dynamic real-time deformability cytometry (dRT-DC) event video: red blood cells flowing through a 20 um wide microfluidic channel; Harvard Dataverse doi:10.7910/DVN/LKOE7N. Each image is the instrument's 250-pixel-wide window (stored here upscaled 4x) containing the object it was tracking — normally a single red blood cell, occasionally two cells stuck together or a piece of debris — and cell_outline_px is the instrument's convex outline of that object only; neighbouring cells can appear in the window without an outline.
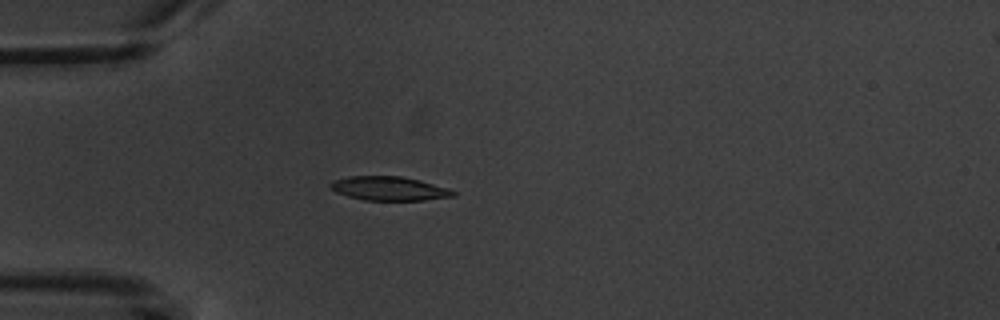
{"species": "common noctule bat (a hibernating species)", "species_latin": "Nyctalus noctula", "temperature_condition": "warm", "stored_images_in_passage": 4, "camera_frame_rate_fps": 3000, "um_per_image_px": 0.085, "animal": {"sex": "male", "body_mass_g": 20.1, "forearm_length_mm": 53.5}, "frame": {"image": 1, "passage_image": 4, "time_ms": 3.667, "image_size_px": [1000, 320], "cell_outline_px": [[456, 196], [424, 200], [364, 200], [348, 196], [336, 192], [328, 184], [332, 180], [348, 176], [400, 176], [420, 180], [448, 188], [456, 192]], "centroid_in_image_um": [33.07, 16.02], "position_along_channel_um": 51.9, "area_um2": 17.17}}